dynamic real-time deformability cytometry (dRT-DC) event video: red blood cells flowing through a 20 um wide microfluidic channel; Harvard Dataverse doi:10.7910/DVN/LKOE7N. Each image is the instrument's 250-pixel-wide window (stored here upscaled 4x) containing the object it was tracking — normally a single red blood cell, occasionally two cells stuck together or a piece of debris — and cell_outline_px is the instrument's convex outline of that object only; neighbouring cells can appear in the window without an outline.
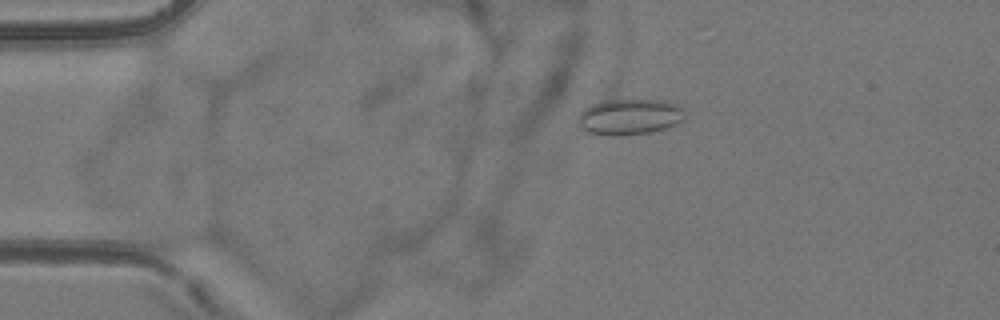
{"species": "common noctule bat (a hibernating species)", "species_latin": "Nyctalus noctula", "temperature_condition": "room temperature", "stored_images_in_passage": 35, "camera_frame_rate_fps": 3000, "um_per_image_px": 0.085, "animal": {"sex": "female", "body_mass_g": 24.6, "forearm_length_mm": 56.2}, "frame": {"image": 1, "passage_image": 5, "time_ms": 1.333, "image_size_px": [1000, 320], "cell_outline_px": [[684, 120], [676, 124], [664, 128], [648, 132], [620, 136], [608, 136], [588, 132], [580, 124], [576, 116], [584, 108], [592, 104], [604, 100], [660, 100], [676, 104], [684, 108]], "centroid_in_image_um": [53.5, 9.92], "position_along_channel_um": 31.5, "area_um2": 22.31}}
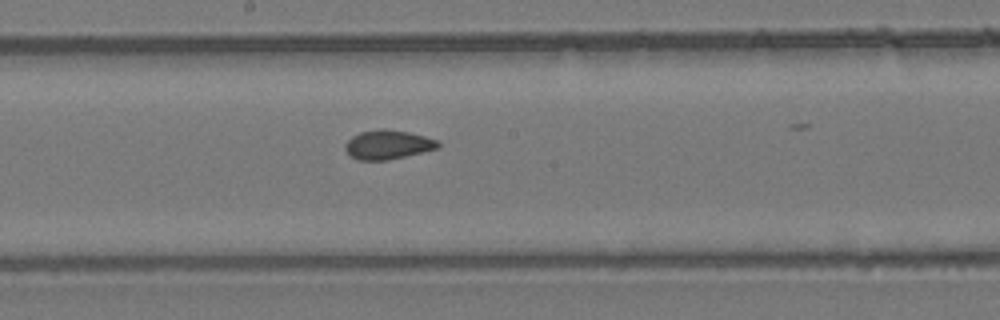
{"frame": {"image": 2, "passage_image": 23, "time_ms": 7.333, "image_size_px": [1000, 320], "cell_outline_px": [[440, 144], [436, 148], [388, 160], [356, 160], [344, 148], [344, 144], [352, 136], [360, 132], [384, 128], [408, 132], [440, 140]], "centroid_in_image_um": [32.94, 12.28], "position_along_channel_um": 215.3, "area_um2": 15.61}}
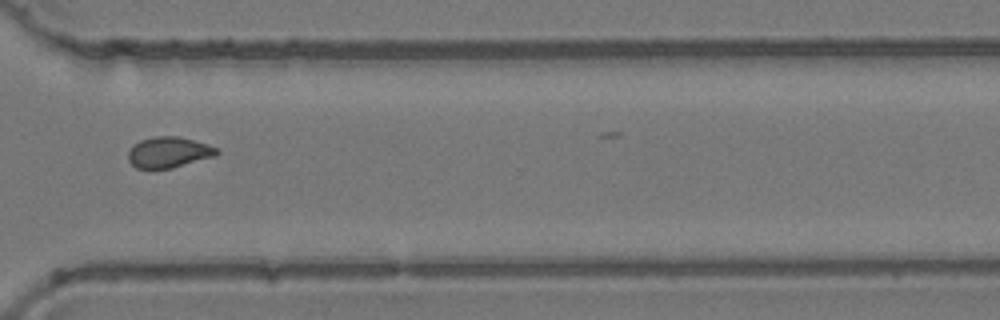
{"frame": {"image": 3, "passage_image": 34, "time_ms": 11.0, "image_size_px": [1000, 320], "cell_outline_px": [[220, 152], [216, 156], [172, 168], [136, 168], [128, 160], [128, 152], [140, 140], [156, 136], [180, 136], [208, 144], [220, 148]], "centroid_in_image_um": [14.4, 12.94], "position_along_channel_um": 356.2, "area_um2": 15.95}}